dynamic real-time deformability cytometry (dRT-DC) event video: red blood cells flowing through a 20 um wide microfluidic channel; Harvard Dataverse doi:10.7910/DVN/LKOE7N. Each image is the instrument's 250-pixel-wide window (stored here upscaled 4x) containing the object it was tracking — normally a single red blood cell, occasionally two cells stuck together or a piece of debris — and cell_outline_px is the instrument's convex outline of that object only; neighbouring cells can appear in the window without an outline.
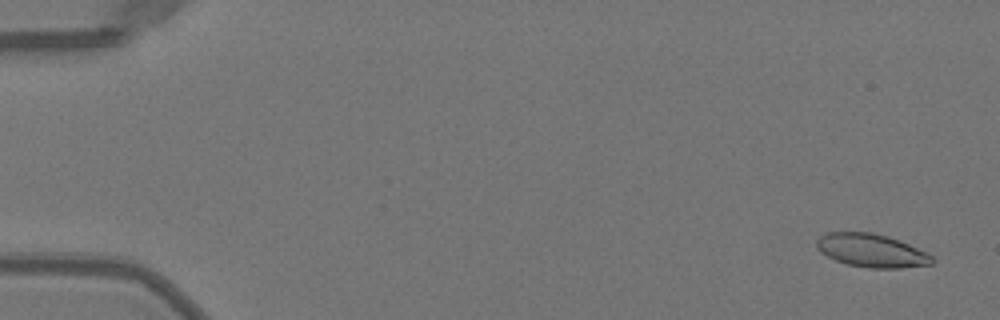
{"species": "Egyptian fruit bat (a non-hibernating species)", "species_latin": "Rousettus aegyptiacus", "temperature_condition": "warm", "stored_images_in_passage": 52, "camera_frame_rate_fps": 3000, "um_per_image_px": 0.085, "animal": {"sex": "female"}, "frame": {"image": 1, "passage_image": 3, "time_ms": 0.667, "image_size_px": [1000, 320], "cell_outline_px": [[936, 260], [932, 264], [900, 268], [868, 268], [848, 264], [836, 260], [820, 252], [816, 248], [816, 240], [820, 236], [828, 232], [872, 232], [888, 236], [908, 244], [932, 256]], "centroid_in_image_um": [74.05, 21.29], "position_along_channel_um": 10.9, "area_um2": 22.31}}
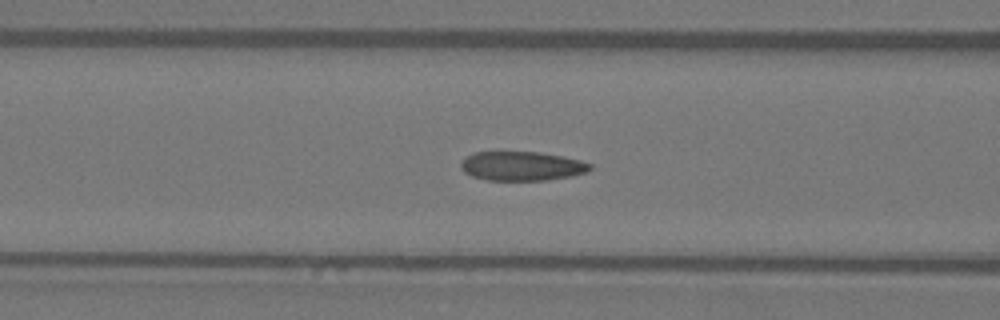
{"frame": {"image": 2, "passage_image": 22, "time_ms": 7.0, "image_size_px": [1000, 320], "cell_outline_px": [[592, 168], [588, 172], [572, 176], [548, 180], [488, 180], [472, 176], [464, 172], [460, 168], [460, 164], [464, 156], [472, 152], [540, 152], [564, 156], [580, 160], [592, 164]], "centroid_in_image_um": [44.35, 14.11], "position_along_channel_um": 122.2, "area_um2": 22.25}}
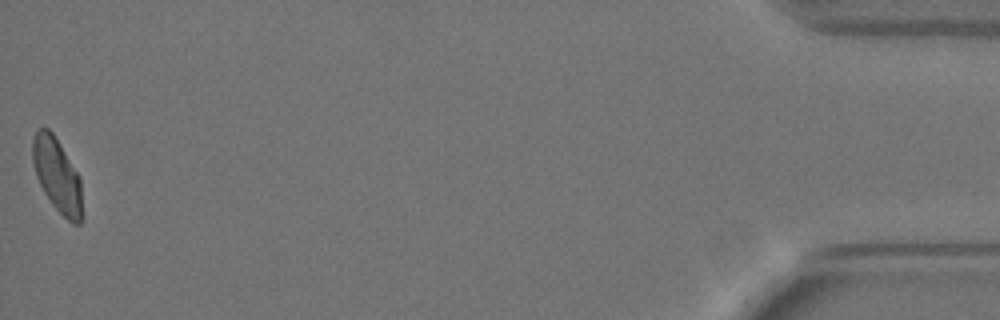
{"frame": {"image": 3, "passage_image": 52, "time_ms": 17.0, "image_size_px": [1000, 320], "cell_outline_px": [[84, 220], [80, 224], [72, 224], [52, 204], [44, 192], [36, 176], [32, 160], [32, 140], [36, 128], [48, 128], [52, 132], [60, 144], [80, 176], [84, 216]], "centroid_in_image_um": [4.89, 14.93], "position_along_channel_um": 430.3, "area_um2": 21.73}, "authors_computed_cell_mechanics": {"area_um2": 22.3975, "velocity_mm_per_s": 4.0073, "shape_relaxation_time_tau1_ms": 11.186, "shape_relaxation_time_tau2_ms": 1.1793, "deformation_change_tau1": 0.2354, "deformation_change_tau2": 0.0466}}